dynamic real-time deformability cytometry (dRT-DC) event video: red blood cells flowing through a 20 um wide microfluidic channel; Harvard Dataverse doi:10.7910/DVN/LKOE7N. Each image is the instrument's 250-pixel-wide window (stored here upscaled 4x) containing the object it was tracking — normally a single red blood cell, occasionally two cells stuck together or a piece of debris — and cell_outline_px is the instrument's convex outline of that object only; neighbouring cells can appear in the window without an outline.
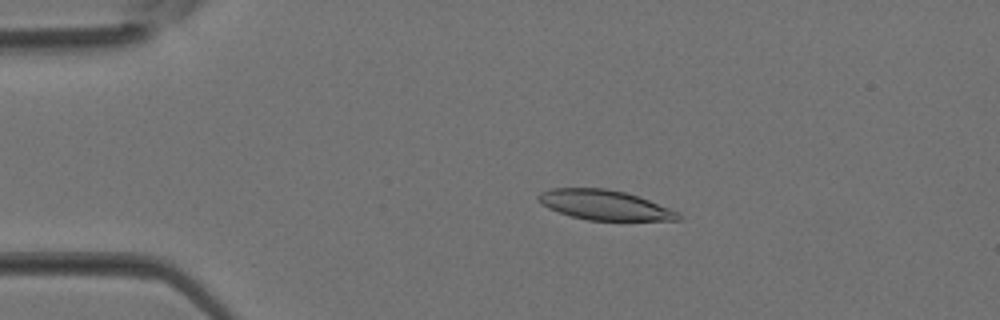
{"species": "Egyptian fruit bat (a non-hibernating species)", "species_latin": "Rousettus aegyptiacus", "temperature_condition": "room temperature", "stored_images_in_passage": 37, "camera_frame_rate_fps": 3000, "um_per_image_px": 0.085, "animal": {"sex": "female"}, "frame": {"image": 1, "passage_image": 7, "time_ms": 2.0, "image_size_px": [1000, 320], "cell_outline_px": [[684, 216], [680, 220], [588, 220], [572, 216], [548, 208], [540, 204], [536, 196], [540, 192], [552, 188], [608, 188], [624, 192], [648, 200], [680, 212]], "centroid_in_image_um": [51.39, 17.42], "position_along_channel_um": 33.6, "area_um2": 24.28}}
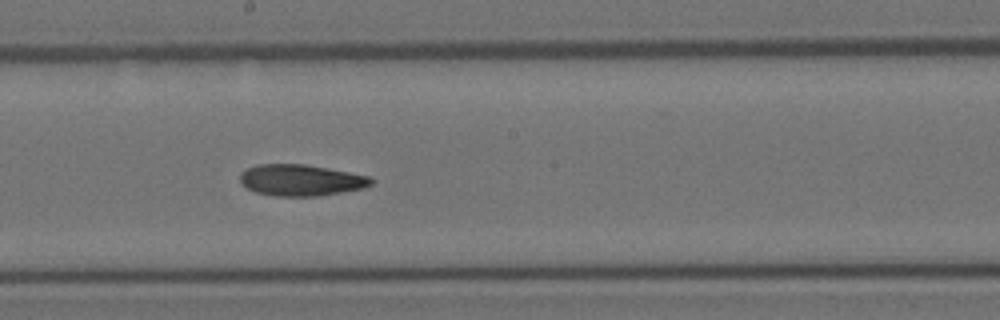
{"frame": {"image": 2, "passage_image": 20, "time_ms": 6.333, "image_size_px": [1000, 320], "cell_outline_px": [[376, 180], [372, 184], [364, 188], [316, 196], [276, 196], [256, 192], [240, 184], [240, 172], [256, 164], [304, 164], [328, 168], [372, 176]], "centroid_in_image_um": [25.6, 15.3], "position_along_channel_um": 222.6, "area_um2": 24.1}}
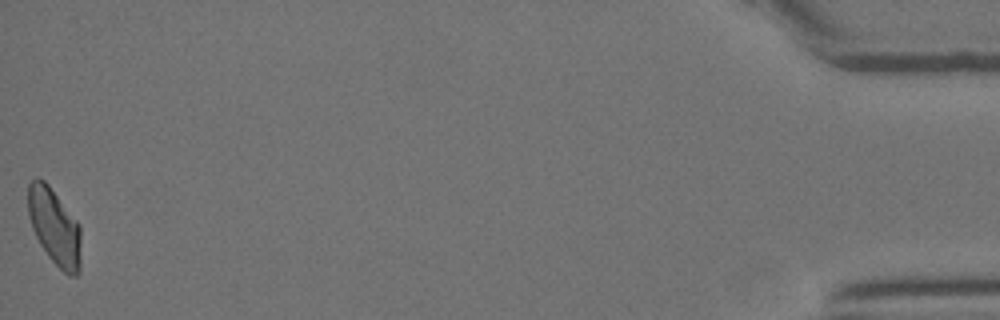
{"frame": {"image": 3, "passage_image": 37, "time_ms": 12.0, "image_size_px": [1000, 320], "cell_outline_px": [[80, 272], [76, 276], [68, 276], [48, 256], [40, 244], [32, 228], [28, 216], [28, 184], [36, 176], [44, 180], [48, 184], [80, 224]], "centroid_in_image_um": [4.63, 19.27], "position_along_channel_um": 430.6, "area_um2": 23.7}}